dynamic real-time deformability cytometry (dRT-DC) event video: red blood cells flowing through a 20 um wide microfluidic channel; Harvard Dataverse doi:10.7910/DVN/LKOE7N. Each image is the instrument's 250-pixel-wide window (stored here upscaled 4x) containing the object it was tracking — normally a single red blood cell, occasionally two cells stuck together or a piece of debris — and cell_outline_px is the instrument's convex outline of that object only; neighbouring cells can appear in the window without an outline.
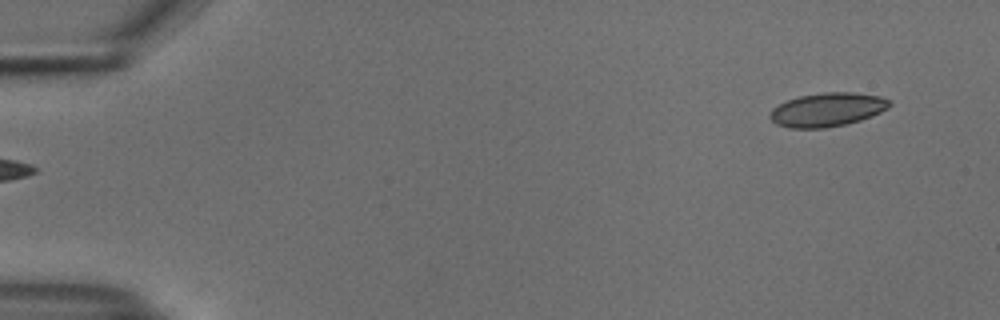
{"species": "common noctule bat (a hibernating species)", "species_latin": "Nyctalus noctula", "temperature_condition": "cold", "stored_images_in_passage": 46, "camera_frame_rate_fps": 3000, "um_per_image_px": 0.085, "animal": {"sex": "male", "body_mass_g": 18.8}, "frame": {"image": 1, "passage_image": 1, "time_ms": 0.0, "image_size_px": [1000, 320], "cell_outline_px": [[892, 104], [888, 108], [872, 116], [860, 120], [844, 124], [824, 128], [788, 128], [776, 124], [768, 116], [772, 108], [788, 100], [800, 96], [824, 92], [852, 92], [880, 96], [888, 100]], "centroid_in_image_um": [70.31, 9.32], "position_along_channel_um": 14.7, "area_um2": 23.41}}
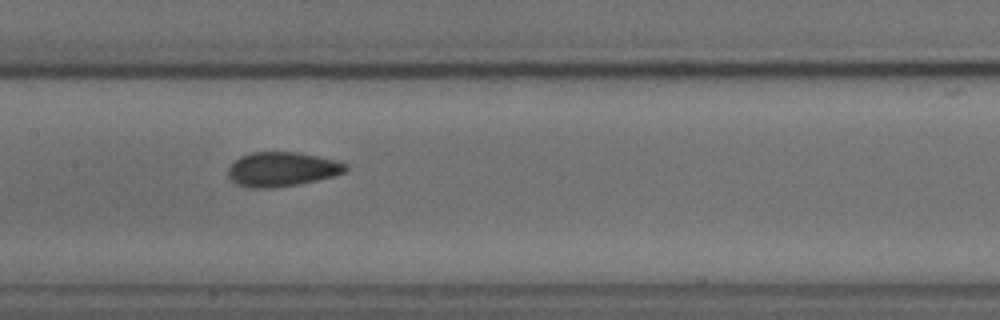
{"frame": {"image": 2, "passage_image": 24, "time_ms": 7.667, "image_size_px": [1000, 320], "cell_outline_px": [[348, 168], [344, 172], [332, 176], [316, 180], [296, 184], [272, 188], [248, 188], [236, 184], [228, 176], [228, 168], [240, 156], [252, 152], [296, 152], [336, 160], [348, 164]], "centroid_in_image_um": [23.95, 14.38], "position_along_channel_um": 183.5, "area_um2": 23.41}}
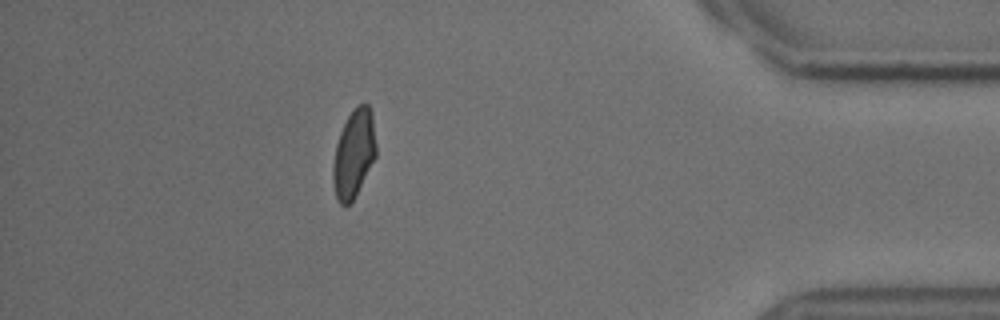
{"frame": {"image": 3, "passage_image": 45, "time_ms": 14.667, "image_size_px": [1000, 320], "cell_outline_px": [[376, 156], [356, 196], [348, 204], [340, 204], [336, 200], [332, 180], [332, 168], [336, 144], [340, 132], [348, 116], [356, 104], [368, 104], [372, 112], [376, 144]], "centroid_in_image_um": [30.07, 13.06], "position_along_channel_um": 405.1, "area_um2": 22.25}}